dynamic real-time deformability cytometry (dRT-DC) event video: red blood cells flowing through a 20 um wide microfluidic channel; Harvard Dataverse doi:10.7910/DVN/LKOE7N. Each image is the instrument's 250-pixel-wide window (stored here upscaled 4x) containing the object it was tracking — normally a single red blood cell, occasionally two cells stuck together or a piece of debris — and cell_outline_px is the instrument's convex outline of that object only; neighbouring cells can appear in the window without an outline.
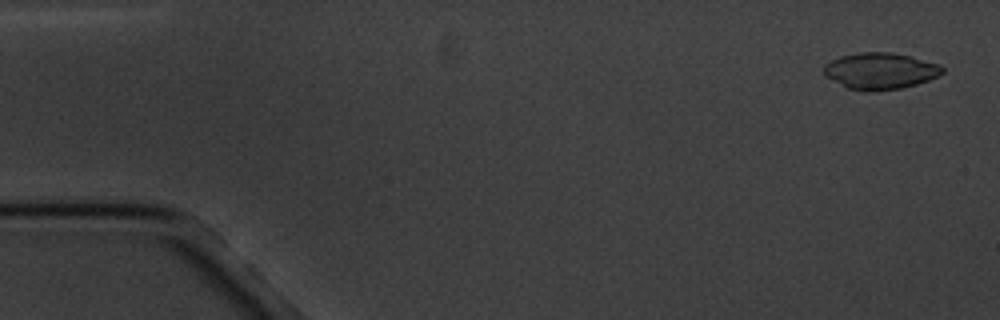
{"species": "common noctule bat (a hibernating species)", "species_latin": "Nyctalus noctula", "temperature_condition": "cold", "stored_images_in_passage": 5, "camera_frame_rate_fps": 3000, "um_per_image_px": 0.085, "animal": {"sex": "male", "body_mass_g": 20.1, "forearm_length_mm": 53.5}, "frame": {"image": 1, "passage_image": 1, "time_ms": 0.0, "image_size_px": [1000, 320], "cell_outline_px": [[944, 72], [940, 76], [916, 84], [900, 88], [876, 92], [864, 92], [848, 88], [824, 76], [824, 64], [840, 56], [860, 52], [892, 52], [940, 64], [944, 68]], "centroid_in_image_um": [74.82, 6.04], "position_along_channel_um": 10.2, "area_um2": 25.37}}
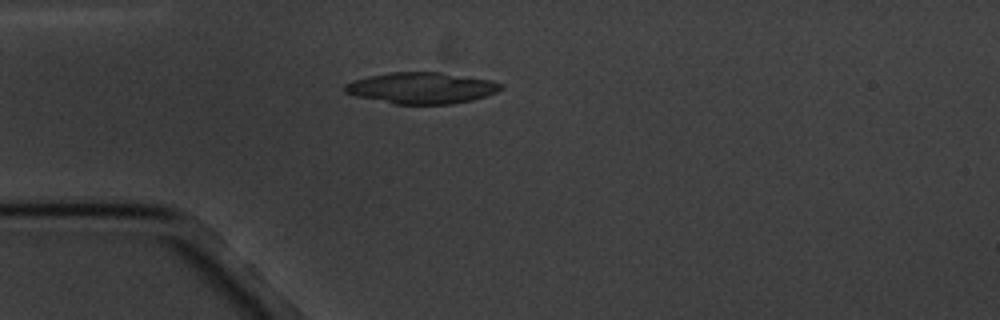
{"frame": {"image": 2, "passage_image": 4, "time_ms": 4.333, "image_size_px": [1000, 320], "cell_outline_px": [[504, 88], [496, 92], [472, 100], [452, 104], [392, 104], [356, 96], [344, 92], [344, 84], [352, 80], [368, 76], [388, 72], [440, 72], [492, 80], [504, 84]], "centroid_in_image_um": [35.82, 7.47], "position_along_channel_um": 49.2, "area_um2": 28.67}}